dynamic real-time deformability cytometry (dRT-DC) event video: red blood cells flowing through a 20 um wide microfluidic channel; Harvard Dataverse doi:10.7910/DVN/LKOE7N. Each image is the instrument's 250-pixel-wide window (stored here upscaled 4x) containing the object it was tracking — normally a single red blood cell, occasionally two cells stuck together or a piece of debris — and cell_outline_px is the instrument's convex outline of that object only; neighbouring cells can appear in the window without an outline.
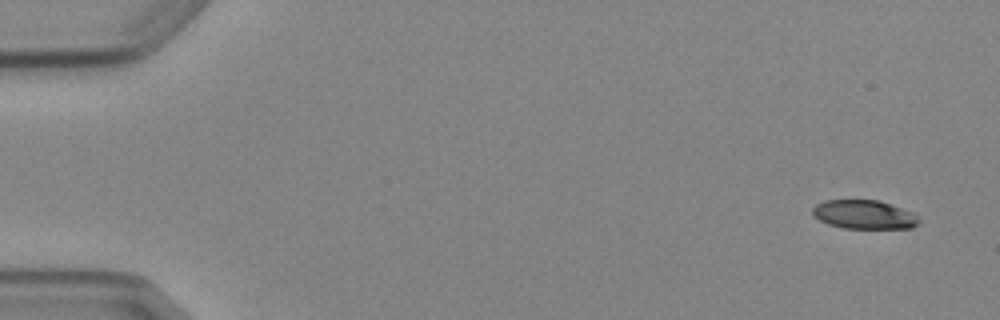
{"species": "Egyptian fruit bat (a non-hibernating species)", "species_latin": "Rousettus aegyptiacus", "temperature_condition": "cold", "stored_images_in_passage": 5, "camera_frame_rate_fps": 3000, "um_per_image_px": 0.085, "animal": {"sex": "female"}, "frame": {"image": 1, "passage_image": 1, "time_ms": 0.0, "image_size_px": [1000, 320], "cell_outline_px": [[920, 220], [912, 228], [844, 228], [828, 224], [812, 216], [812, 208], [816, 204], [824, 200], [880, 200], [916, 212]], "centroid_in_image_um": [73.47, 18.22], "position_along_channel_um": 11.5, "area_um2": 18.15}}